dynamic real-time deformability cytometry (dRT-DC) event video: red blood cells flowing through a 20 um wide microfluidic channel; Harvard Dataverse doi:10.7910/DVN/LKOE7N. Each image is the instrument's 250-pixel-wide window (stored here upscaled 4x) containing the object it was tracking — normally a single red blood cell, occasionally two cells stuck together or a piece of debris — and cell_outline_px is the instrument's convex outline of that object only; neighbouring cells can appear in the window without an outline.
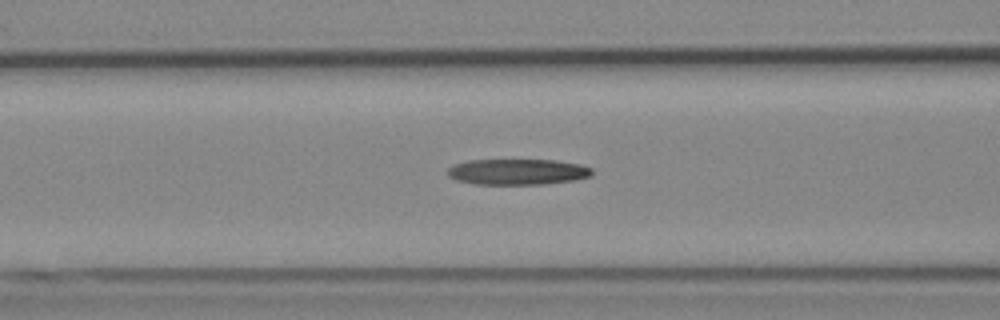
{"species": "Egyptian fruit bat (a non-hibernating species)", "species_latin": "Rousettus aegyptiacus", "temperature_condition": "cold", "stored_images_in_passage": 26, "camera_frame_rate_fps": 3000, "um_per_image_px": 0.085, "animal": {"sex": "female"}, "frame": {"image": 1, "passage_image": 5, "time_ms": 1.333, "image_size_px": [1000, 320], "cell_outline_px": [[592, 176], [576, 180], [544, 184], [472, 184], [456, 180], [448, 176], [448, 168], [452, 164], [468, 160], [556, 160], [580, 164], [592, 168]], "centroid_in_image_um": [43.99, 14.6], "position_along_channel_um": 122.6, "area_um2": 21.96}}
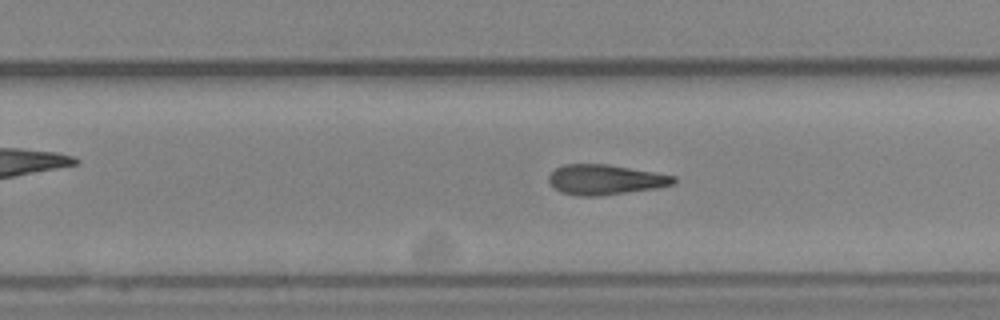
{"frame": {"image": 2, "passage_image": 17, "time_ms": 5.333, "image_size_px": [1000, 320], "cell_outline_px": [[676, 184], [656, 188], [600, 196], [580, 196], [560, 192], [548, 180], [548, 176], [556, 168], [564, 164], [608, 164], [656, 172], [676, 176]], "centroid_in_image_um": [51.48, 15.26], "position_along_channel_um": 278.3, "area_um2": 21.96}}
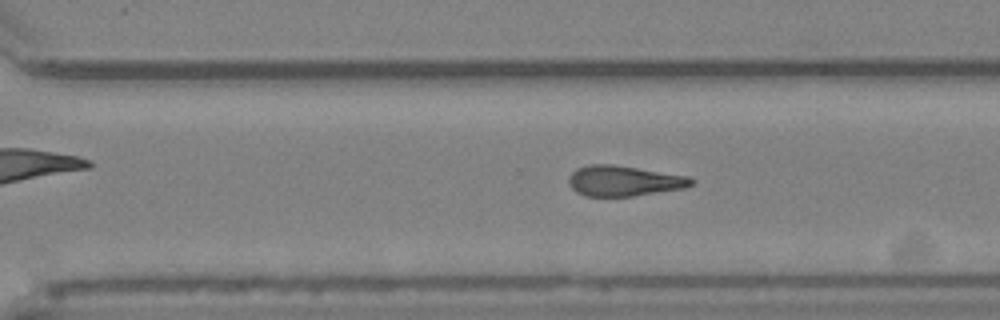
{"frame": {"image": 3, "passage_image": 20, "time_ms": 6.333, "image_size_px": [1000, 320], "cell_outline_px": [[692, 184], [684, 188], [632, 196], [584, 196], [576, 192], [568, 184], [568, 176], [576, 168], [588, 164], [612, 164], [688, 176], [692, 180]], "centroid_in_image_um": [52.95, 15.37], "position_along_channel_um": 317.6, "area_um2": 21.68}}